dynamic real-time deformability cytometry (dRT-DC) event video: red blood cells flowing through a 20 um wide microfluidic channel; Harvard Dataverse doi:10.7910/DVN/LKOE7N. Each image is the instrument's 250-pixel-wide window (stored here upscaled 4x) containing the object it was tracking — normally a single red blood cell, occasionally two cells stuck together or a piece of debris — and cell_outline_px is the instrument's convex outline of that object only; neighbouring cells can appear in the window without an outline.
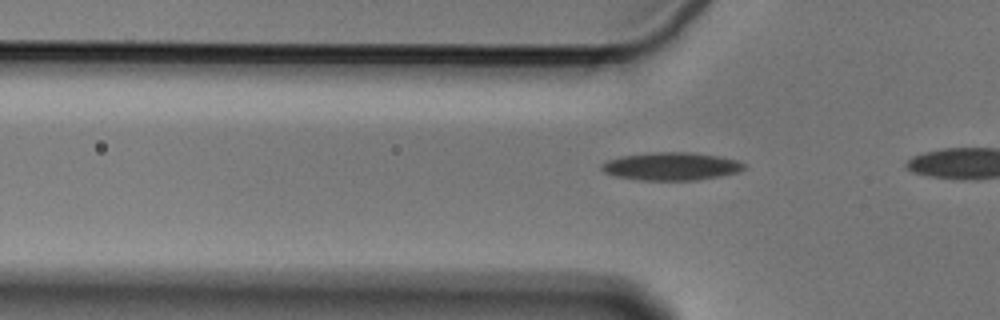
{"species": "Egyptian fruit bat (a non-hibernating species)", "species_latin": "Rousettus aegyptiacus", "temperature_condition": "cold", "stored_images_in_passage": 13, "camera_frame_rate_fps": 3000, "um_per_image_px": 0.085, "animal": {"sex": "male"}, "frame": {"image": 1, "passage_image": 10, "time_ms": 3.0, "image_size_px": [1000, 320], "cell_outline_px": [[744, 168], [736, 172], [696, 180], [640, 180], [616, 176], [604, 172], [600, 168], [600, 164], [608, 160], [620, 156], [656, 152], [692, 152], [720, 156], [736, 160], [744, 164]], "centroid_in_image_um": [57.0, 14.13], "position_along_channel_um": 68.8, "area_um2": 22.95}}